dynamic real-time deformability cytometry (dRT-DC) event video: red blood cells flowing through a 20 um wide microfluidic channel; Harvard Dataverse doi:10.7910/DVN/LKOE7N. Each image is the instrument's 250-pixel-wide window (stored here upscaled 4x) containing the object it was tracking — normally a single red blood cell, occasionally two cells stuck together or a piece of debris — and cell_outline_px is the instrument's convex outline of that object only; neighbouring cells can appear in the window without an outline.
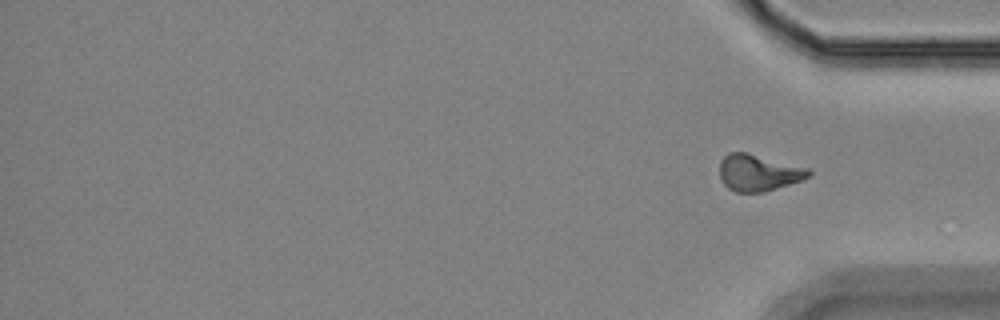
{"species": "Egyptian fruit bat (a non-hibernating species)", "species_latin": "Rousettus aegyptiacus", "temperature_condition": "room temperature", "stored_images_in_passage": 16, "segment_of_instrument_passage": [2, 2], "camera_frame_rate_fps": 3000, "um_per_image_px": 0.085, "animal": {"sex": "female"}, "frame": {"image": 1, "passage_image": 16, "time_ms": 18.333, "image_size_px": [1000, 320], "cell_outline_px": [[812, 172], [804, 180], [764, 192], [736, 192], [728, 188], [720, 180], [720, 160], [728, 152], [748, 152], [808, 168]], "centroid_in_image_um": [64.46, 14.68], "position_along_channel_um": 370.7, "area_um2": 19.13}}